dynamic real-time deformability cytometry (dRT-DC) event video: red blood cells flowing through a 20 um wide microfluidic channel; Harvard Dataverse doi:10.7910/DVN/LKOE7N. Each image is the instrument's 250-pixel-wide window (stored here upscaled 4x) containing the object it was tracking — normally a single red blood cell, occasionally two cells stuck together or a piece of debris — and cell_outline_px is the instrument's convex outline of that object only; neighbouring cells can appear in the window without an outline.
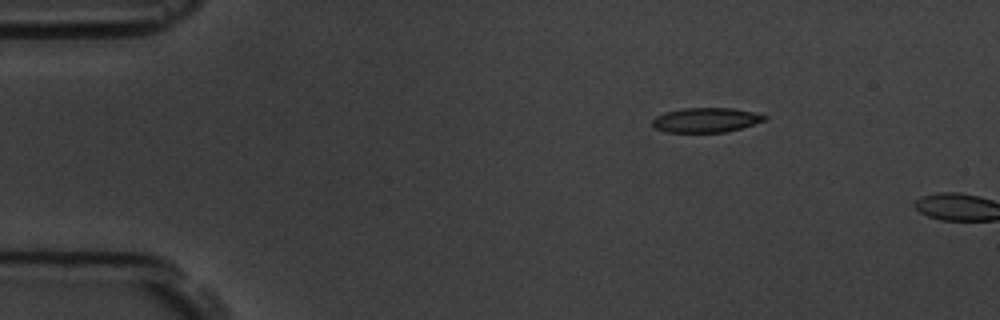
{"species": "common noctule bat (a hibernating species)", "species_latin": "Nyctalus noctula", "temperature_condition": "room temperature", "stored_images_in_passage": 2, "camera_frame_rate_fps": 3000, "um_per_image_px": 0.085, "animal": {"sex": "male", "body_mass_g": 19.5, "forearm_length_mm": 54.6}, "frame": {"image": 1, "passage_image": 1, "time_ms": 0.0, "image_size_px": [1000, 320], "cell_outline_px": [[768, 120], [740, 128], [724, 132], [668, 132], [656, 128], [652, 124], [652, 120], [656, 116], [664, 112], [684, 108], [732, 108], [752, 112], [768, 116]], "centroid_in_image_um": [60.02, 10.2], "position_along_channel_um": 25.0, "area_um2": 16.01}}